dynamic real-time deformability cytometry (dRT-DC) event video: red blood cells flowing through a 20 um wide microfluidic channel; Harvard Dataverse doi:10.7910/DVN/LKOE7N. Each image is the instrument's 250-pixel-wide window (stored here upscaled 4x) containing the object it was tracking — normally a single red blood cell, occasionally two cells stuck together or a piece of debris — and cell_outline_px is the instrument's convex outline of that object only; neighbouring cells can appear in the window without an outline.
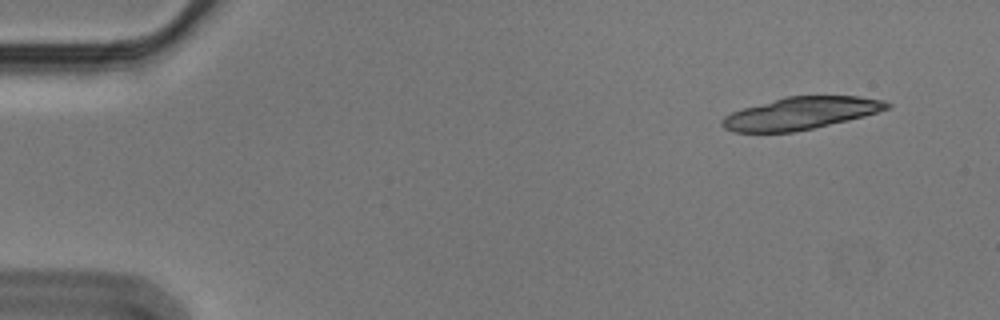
{"species": "Egyptian fruit bat (a non-hibernating species)", "species_latin": "Rousettus aegyptiacus", "temperature_condition": "cold", "stored_images_in_passage": 16, "camera_frame_rate_fps": 3000, "um_per_image_px": 0.085, "animal": {"sex": "male"}, "frame": {"image": 1, "passage_image": 2, "time_ms": 0.333, "image_size_px": [1000, 320], "cell_outline_px": [[892, 104], [888, 108], [864, 116], [848, 120], [812, 128], [792, 132], [736, 132], [724, 128], [720, 124], [720, 120], [724, 116], [732, 112], [744, 108], [784, 96], [860, 96], [884, 100]], "centroid_in_image_um": [68.04, 9.62], "position_along_channel_um": 17.0, "area_um2": 30.87}}